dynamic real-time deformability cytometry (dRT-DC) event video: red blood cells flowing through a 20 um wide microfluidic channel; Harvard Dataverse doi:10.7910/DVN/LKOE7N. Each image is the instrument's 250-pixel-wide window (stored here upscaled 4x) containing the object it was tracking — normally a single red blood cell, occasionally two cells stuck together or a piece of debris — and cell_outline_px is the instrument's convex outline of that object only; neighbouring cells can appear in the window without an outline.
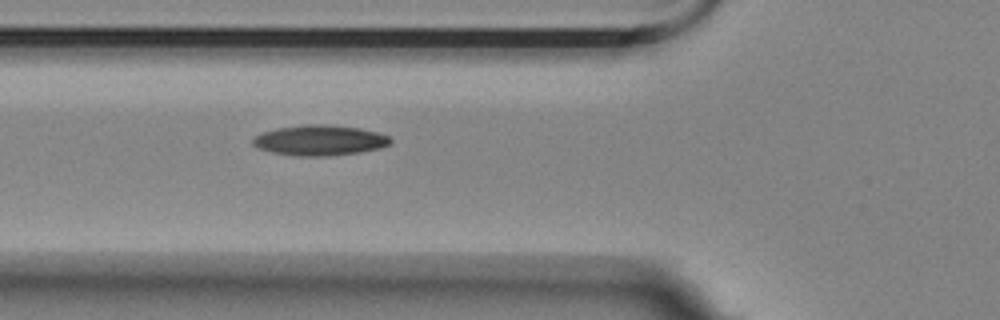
{"species": "Egyptian fruit bat (a non-hibernating species)", "species_latin": "Rousettus aegyptiacus", "temperature_condition": "room temperature", "stored_images_in_passage": 6, "camera_frame_rate_fps": 3000, "um_per_image_px": 0.085, "animal": {"sex": "female"}, "frame": {"image": 1, "passage_image": 6, "time_ms": 1.667, "image_size_px": [1000, 320], "cell_outline_px": [[392, 140], [388, 144], [380, 148], [360, 152], [328, 156], [292, 156], [272, 152], [256, 148], [252, 144], [252, 140], [256, 136], [264, 132], [276, 128], [304, 124], [320, 124], [360, 128], [376, 132], [388, 136]], "centroid_in_image_um": [27.14, 11.93], "position_along_channel_um": 98.7, "area_um2": 24.33}}